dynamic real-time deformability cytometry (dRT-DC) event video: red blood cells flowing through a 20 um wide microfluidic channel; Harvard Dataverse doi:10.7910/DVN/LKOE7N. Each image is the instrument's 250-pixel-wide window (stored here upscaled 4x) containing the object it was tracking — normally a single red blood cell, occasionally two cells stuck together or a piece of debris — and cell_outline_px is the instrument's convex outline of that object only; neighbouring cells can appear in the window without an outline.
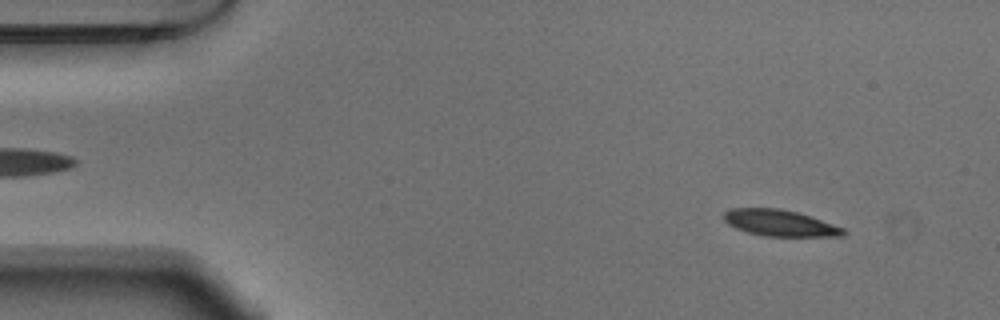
{"species": "Egyptian fruit bat (a non-hibernating species)", "species_latin": "Rousettus aegyptiacus", "temperature_condition": "warm", "stored_images_in_passage": 51, "camera_frame_rate_fps": 3000, "um_per_image_px": 0.085, "animal": {"sex": "male"}, "frame": {"image": 1, "passage_image": 3, "time_ms": 0.667, "image_size_px": [1000, 320], "cell_outline_px": [[848, 232], [844, 236], [764, 236], [748, 232], [736, 228], [728, 224], [724, 220], [724, 212], [732, 208], [780, 208], [796, 212], [844, 228]], "centroid_in_image_um": [66.28, 18.96], "position_along_channel_um": 18.7, "area_um2": 18.15}}
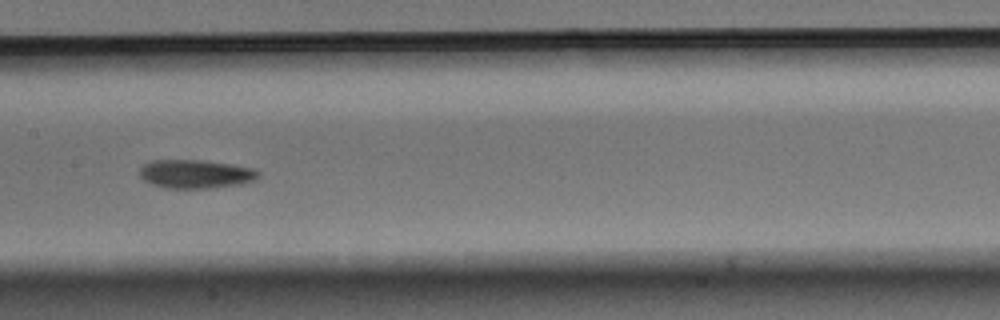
{"frame": {"image": 2, "passage_image": 24, "time_ms": 7.667, "image_size_px": [1000, 320], "cell_outline_px": [[260, 176], [256, 180], [244, 184], [208, 188], [164, 188], [152, 184], [144, 180], [140, 176], [140, 168], [144, 164], [152, 160], [204, 160], [232, 164], [256, 168], [260, 172]], "centroid_in_image_um": [16.69, 14.79], "position_along_channel_um": 190.7, "area_um2": 20.11}}
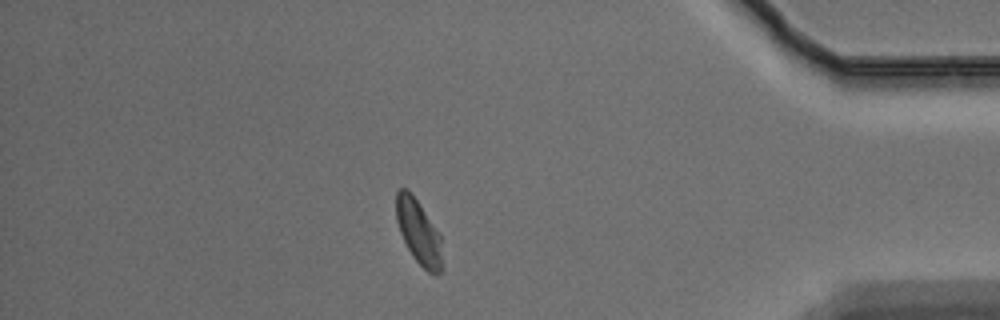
{"frame": {"image": 3, "passage_image": 44, "time_ms": 14.333, "image_size_px": [1000, 320], "cell_outline_px": [[440, 272], [436, 276], [432, 276], [412, 256], [400, 232], [396, 220], [396, 192], [400, 188], [408, 188], [412, 192], [440, 236]], "centroid_in_image_um": [35.54, 19.68], "position_along_channel_um": 399.7, "area_um2": 16.88}, "authors_computed_cell_mechanics": {"area_um2": 18.8428, "velocity_mm_per_s": 3.7055, "shape_relaxation_time_tau1_ms": 5.2808, "shape_relaxation_time_tau2_ms": 4.1452, "deformation_change_tau1": 0.1596, "deformation_change_tau2": 0.0742}}